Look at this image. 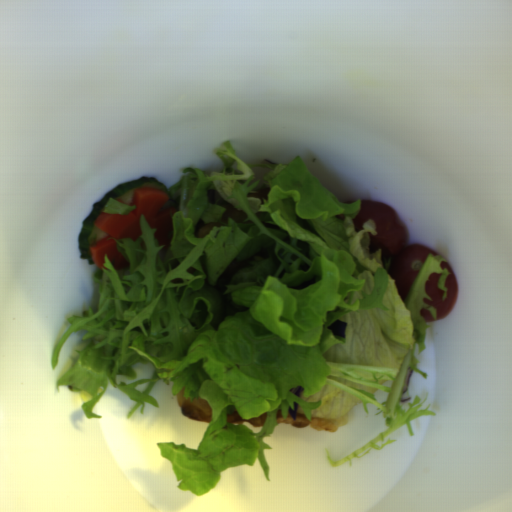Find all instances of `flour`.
I'll return each instance as SVG.
<instances>
[{
	"mask_svg": "<svg viewBox=\"0 0 512 512\" xmlns=\"http://www.w3.org/2000/svg\"><path fill=\"white\" fill-rule=\"evenodd\" d=\"M283 409H279L277 412L276 420L278 424H290L296 427L310 426L316 431H339L340 427L347 424L349 419V413L341 417L340 419H327V418H310L308 421L303 413H297L296 419H293L291 415L287 418L282 416Z\"/></svg>",
	"mask_w": 512,
	"mask_h": 512,
	"instance_id": "flour-1",
	"label": "flour"
},
{
	"mask_svg": "<svg viewBox=\"0 0 512 512\" xmlns=\"http://www.w3.org/2000/svg\"><path fill=\"white\" fill-rule=\"evenodd\" d=\"M177 402L182 414L191 420L199 422H209L211 420L212 409L207 401L198 397L193 402L185 398V390L177 393Z\"/></svg>",
	"mask_w": 512,
	"mask_h": 512,
	"instance_id": "flour-2",
	"label": "flour"
},
{
	"mask_svg": "<svg viewBox=\"0 0 512 512\" xmlns=\"http://www.w3.org/2000/svg\"><path fill=\"white\" fill-rule=\"evenodd\" d=\"M267 415L265 413L260 414L255 418H246L243 419L238 411H234L228 415H226L227 423H240V422H249L255 427H264Z\"/></svg>",
	"mask_w": 512,
	"mask_h": 512,
	"instance_id": "flour-3",
	"label": "flour"
}]
</instances>
